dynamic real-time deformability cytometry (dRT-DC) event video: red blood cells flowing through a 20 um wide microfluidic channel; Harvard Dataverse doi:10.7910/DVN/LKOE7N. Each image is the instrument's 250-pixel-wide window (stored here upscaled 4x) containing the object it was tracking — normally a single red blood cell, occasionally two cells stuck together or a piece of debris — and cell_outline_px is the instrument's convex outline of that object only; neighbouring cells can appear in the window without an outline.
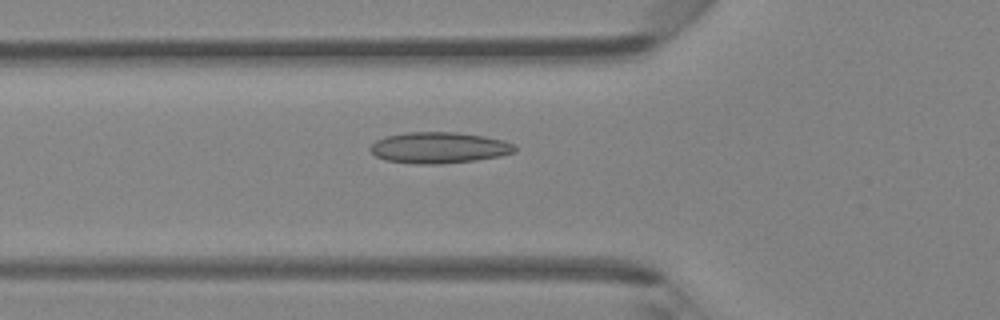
{"species": "Egyptian fruit bat (a non-hibernating species)", "species_latin": "Rousettus aegyptiacus", "temperature_condition": "room temperature", "stored_images_in_passage": 42, "camera_frame_rate_fps": 3000, "um_per_image_px": 0.085, "animal": {"sex": "female"}, "frame": {"image": 1, "passage_image": 11, "time_ms": 3.333, "image_size_px": [1000, 320], "cell_outline_px": [[516, 152], [500, 156], [476, 160], [440, 164], [416, 164], [388, 160], [376, 156], [368, 148], [376, 140], [384, 136], [408, 132], [456, 132], [484, 136], [504, 140], [512, 144], [516, 148]], "centroid_in_image_um": [37.32, 12.55], "position_along_channel_um": 88.5, "area_um2": 26.24}}
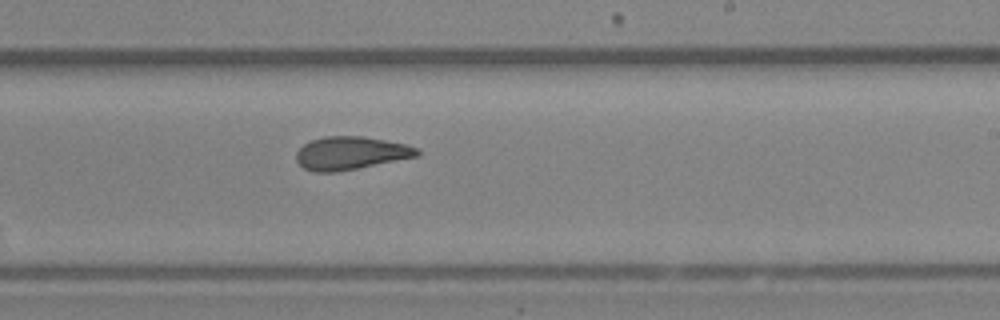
{"frame": {"image": 2, "passage_image": 23, "time_ms": 7.333, "image_size_px": [1000, 320], "cell_outline_px": [[420, 156], [336, 172], [316, 172], [304, 168], [296, 160], [296, 152], [304, 144], [312, 140], [324, 136], [364, 136], [404, 144], [416, 148], [420, 152]], "centroid_in_image_um": [29.8, 13.01], "position_along_channel_um": 259.2, "area_um2": 23.12}}
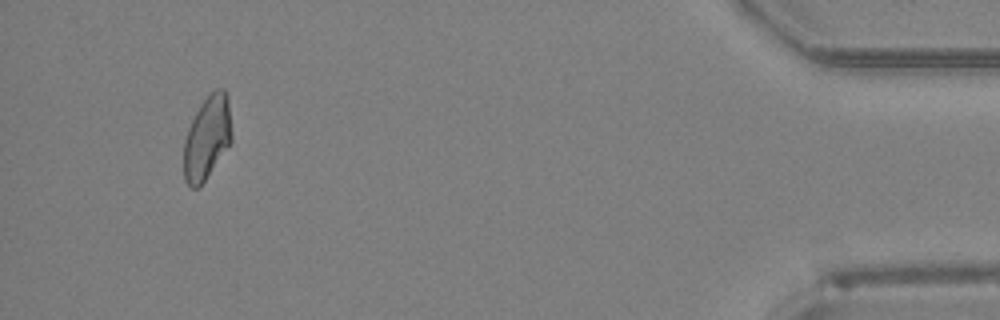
{"frame": {"image": 3, "passage_image": 39, "time_ms": 12.667, "image_size_px": [1000, 320], "cell_outline_px": [[232, 140], [200, 188], [192, 188], [184, 180], [184, 140], [188, 128], [200, 104], [216, 88], [224, 88], [228, 100], [232, 136]], "centroid_in_image_um": [17.59, 11.73], "position_along_channel_um": 417.6, "area_um2": 23.18}, "authors_computed_cell_mechanics": {"area_um2": 23.6113, "velocity_mm_per_s": 4.2822, "shape_relaxation_time_tau1_ms": null, "shape_relaxation_time_tau2_ms": 2.5305, "deformation_change_tau1": null, "deformation_change_tau2": 0.1062}}